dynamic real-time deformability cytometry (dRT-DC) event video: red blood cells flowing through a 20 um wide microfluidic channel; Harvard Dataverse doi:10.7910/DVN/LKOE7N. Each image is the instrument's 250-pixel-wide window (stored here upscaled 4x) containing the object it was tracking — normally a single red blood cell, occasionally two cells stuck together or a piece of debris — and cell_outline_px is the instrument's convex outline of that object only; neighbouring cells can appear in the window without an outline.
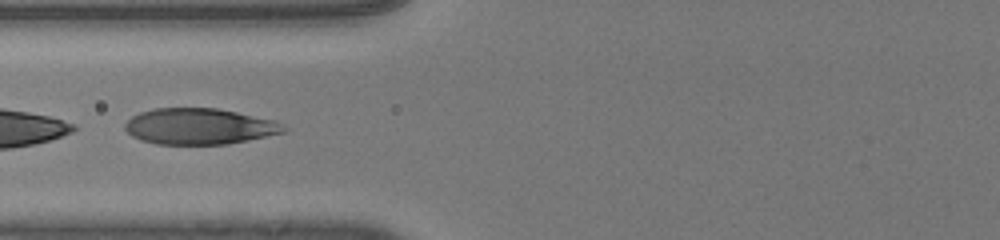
{"species": "human", "species_latin": "Homo sapiens", "temperature_condition": "room temperature", "stored_images_in_passage": 39, "segment_of_instrument_passage": [2, 2], "camera_frame_rate_fps": 3000, "um_per_image_px": 0.085, "donor": {"sex": "male"}, "frame": {"image": 1, "passage_image": 30, "time_ms": 9.667, "image_size_px": [1000, 240], "cell_outline_px": [[288, 128], [284, 132], [248, 140], [228, 144], [156, 144], [140, 140], [132, 136], [124, 128], [124, 124], [132, 116], [140, 112], [152, 108], [216, 108], [236, 112], [272, 120]], "centroid_in_image_um": [16.89, 10.74], "position_along_channel_um": 108.9, "area_um2": 33.18}}